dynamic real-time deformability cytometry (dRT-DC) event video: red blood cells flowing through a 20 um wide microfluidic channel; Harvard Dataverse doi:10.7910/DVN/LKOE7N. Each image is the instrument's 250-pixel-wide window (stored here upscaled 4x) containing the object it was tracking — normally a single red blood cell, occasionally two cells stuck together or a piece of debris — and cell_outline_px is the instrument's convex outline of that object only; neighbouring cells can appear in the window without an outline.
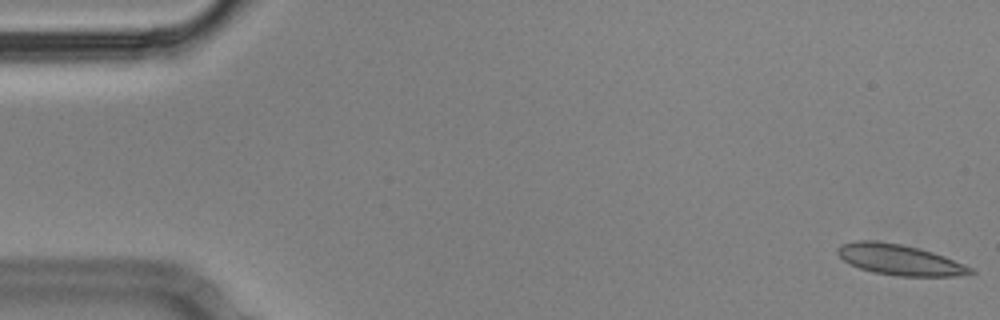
{"species": "Egyptian fruit bat (a non-hibernating species)", "species_latin": "Rousettus aegyptiacus", "temperature_condition": "cold", "stored_images_in_passage": 57, "camera_frame_rate_fps": 3000, "um_per_image_px": 0.085, "animal": {"sex": "male"}, "frame": {"image": 1, "passage_image": 1, "time_ms": 0.0, "image_size_px": [1000, 320], "cell_outline_px": [[976, 272], [948, 276], [904, 276], [876, 272], [860, 268], [844, 260], [840, 256], [840, 248], [844, 244], [900, 244], [916, 248], [952, 260], [972, 268]], "centroid_in_image_um": [76.57, 22.15], "position_along_channel_um": 8.4, "area_um2": 21.5}}
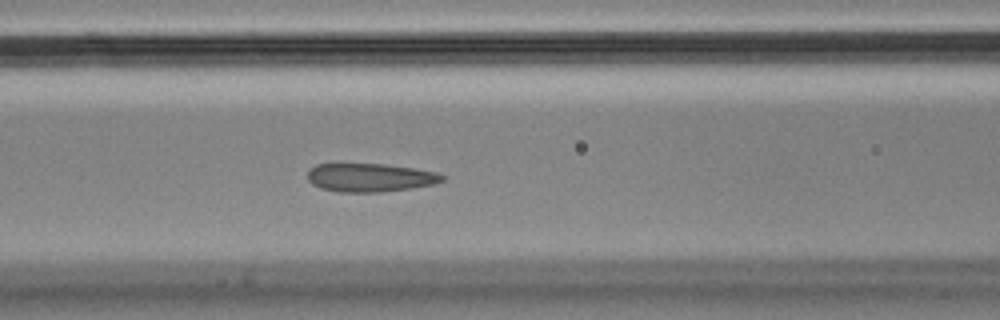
{"frame": {"image": 2, "passage_image": 23, "time_ms": 7.333, "image_size_px": [1000, 320], "cell_outline_px": [[444, 180], [432, 184], [408, 188], [372, 192], [344, 192], [324, 188], [312, 184], [308, 180], [308, 172], [316, 164], [380, 164], [412, 168], [432, 172], [444, 176]], "centroid_in_image_um": [31.41, 15.08], "position_along_channel_um": 135.2, "area_um2": 21.56}}
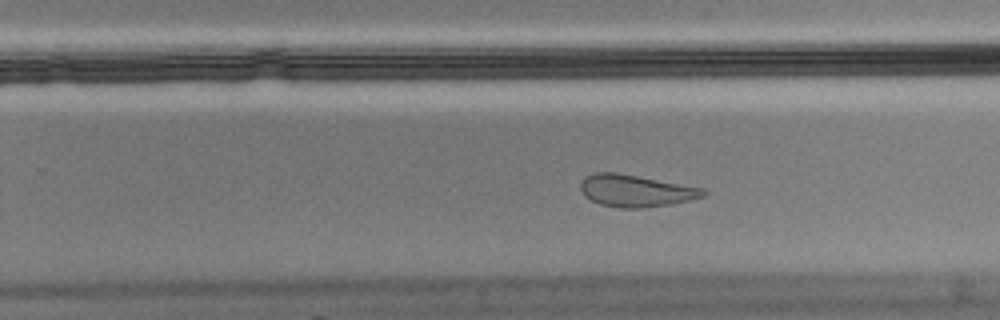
{"frame": {"image": 3, "passage_image": 35, "time_ms": 11.333, "image_size_px": [1000, 320], "cell_outline_px": [[708, 192], [704, 196], [688, 200], [668, 204], [640, 208], [624, 208], [600, 204], [592, 200], [580, 188], [580, 184], [588, 176], [596, 172], [612, 172], [636, 176], [704, 188]], "centroid_in_image_um": [54.07, 16.21], "position_along_channel_um": 275.7, "area_um2": 22.2}}